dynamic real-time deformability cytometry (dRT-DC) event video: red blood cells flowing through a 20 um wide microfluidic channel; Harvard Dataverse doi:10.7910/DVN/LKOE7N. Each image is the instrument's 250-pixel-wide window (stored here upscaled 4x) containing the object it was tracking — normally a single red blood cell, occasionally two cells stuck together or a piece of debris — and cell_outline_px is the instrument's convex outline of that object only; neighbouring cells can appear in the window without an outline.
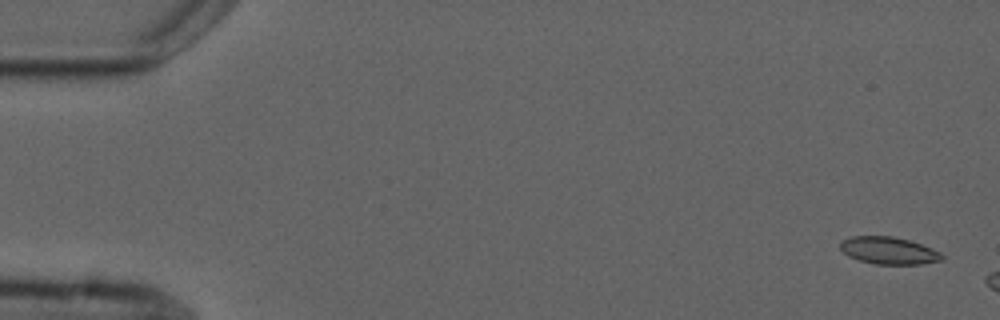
{"species": "common noctule bat (a hibernating species)", "species_latin": "Nyctalus noctula", "temperature_condition": "cold", "stored_images_in_passage": 4, "camera_frame_rate_fps": 3000, "um_per_image_px": 0.085, "animal": {"sex": "male", "forearm_length_mm": 52.5}, "frame": {"image": 1, "passage_image": 1, "time_ms": 0.0, "image_size_px": [1000, 320], "cell_outline_px": [[944, 260], [920, 264], [876, 264], [860, 260], [848, 256], [840, 248], [840, 244], [844, 240], [852, 236], [892, 236], [908, 240], [932, 248], [940, 252], [944, 256]], "centroid_in_image_um": [75.57, 21.3], "position_along_channel_um": 9.4, "area_um2": 16.01}}